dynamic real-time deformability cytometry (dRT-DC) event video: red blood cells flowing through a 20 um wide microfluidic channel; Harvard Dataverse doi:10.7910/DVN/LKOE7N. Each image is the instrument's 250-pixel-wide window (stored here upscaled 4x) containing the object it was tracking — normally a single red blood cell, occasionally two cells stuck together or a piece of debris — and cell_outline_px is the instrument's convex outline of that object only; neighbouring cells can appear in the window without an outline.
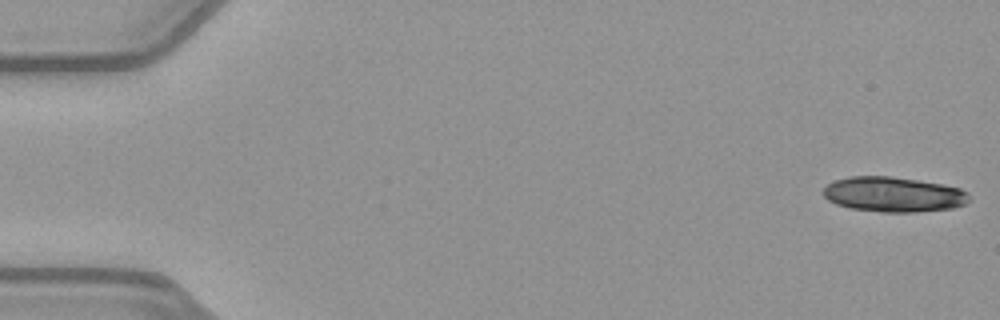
{"species": "common noctule bat (a hibernating species)", "species_latin": "Nyctalus noctula", "temperature_condition": "warm", "stored_images_in_passage": 14, "camera_frame_rate_fps": 3000, "um_per_image_px": 0.085, "animal": {"sex": "female", "body_mass_g": 21.9}, "frame": {"image": 1, "passage_image": 1, "time_ms": 0.0, "image_size_px": [1000, 320], "cell_outline_px": [[972, 200], [964, 204], [952, 208], [916, 212], [880, 212], [848, 208], [836, 204], [828, 200], [824, 196], [824, 188], [828, 184], [836, 180], [848, 176], [888, 176], [916, 180], [940, 184], [960, 188], [968, 192]], "centroid_in_image_um": [75.95, 16.53], "position_along_channel_um": 9.0, "area_um2": 29.82}}